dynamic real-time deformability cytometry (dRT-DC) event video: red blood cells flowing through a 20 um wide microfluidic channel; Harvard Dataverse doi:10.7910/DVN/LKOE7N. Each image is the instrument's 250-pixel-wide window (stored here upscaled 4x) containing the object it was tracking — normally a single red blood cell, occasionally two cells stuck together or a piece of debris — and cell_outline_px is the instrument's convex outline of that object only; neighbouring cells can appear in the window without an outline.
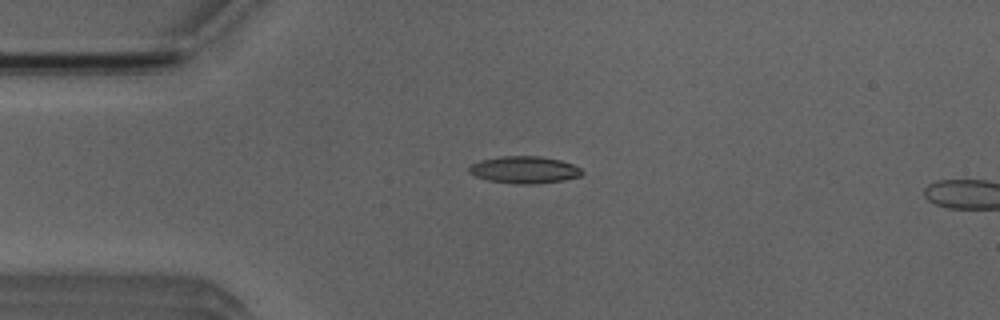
{"species": "Egyptian fruit bat (a non-hibernating species)", "species_latin": "Rousettus aegyptiacus", "temperature_condition": "room temperature", "stored_images_in_passage": 3, "camera_frame_rate_fps": 3000, "um_per_image_px": 0.085, "animal": {"sex": "male"}, "frame": {"image": 1, "passage_image": 2, "time_ms": 1.333, "image_size_px": [1000, 320], "cell_outline_px": [[584, 172], [580, 176], [564, 180], [532, 184], [520, 184], [488, 180], [476, 176], [468, 172], [468, 168], [472, 164], [480, 160], [500, 156], [540, 156], [560, 160], [572, 164], [580, 168]], "centroid_in_image_um": [44.57, 14.42], "position_along_channel_um": 40.4, "area_um2": 17.74}}